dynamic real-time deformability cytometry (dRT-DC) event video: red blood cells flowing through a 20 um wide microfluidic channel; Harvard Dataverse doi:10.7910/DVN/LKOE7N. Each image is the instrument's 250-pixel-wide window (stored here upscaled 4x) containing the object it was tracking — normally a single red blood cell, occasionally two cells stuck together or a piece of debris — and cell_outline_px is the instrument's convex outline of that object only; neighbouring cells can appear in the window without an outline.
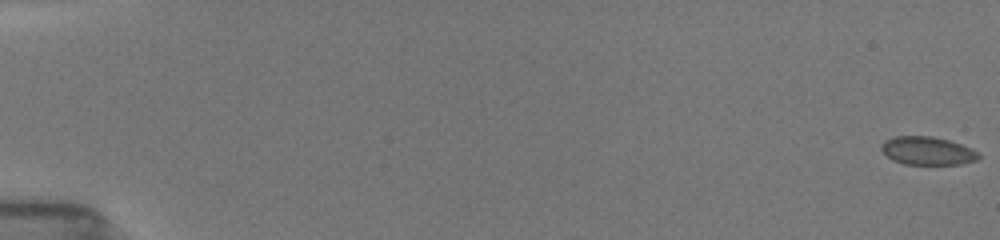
{"species": "common noctule bat (a hibernating species)", "species_latin": "Nyctalus noctula", "temperature_condition": "room temperature", "stored_images_in_passage": 54, "camera_frame_rate_fps": 3000, "um_per_image_px": 0.085, "animal": {"sex": "female", "body_mass_g": 19.5, "forearm_length_mm": 54.1}, "frame": {"image": 1, "passage_image": 1, "time_ms": 0.0, "image_size_px": [1000, 240], "cell_outline_px": [[980, 156], [976, 160], [960, 164], [904, 164], [892, 160], [880, 148], [888, 140], [896, 136], [932, 136], [948, 140], [960, 144], [976, 152]], "centroid_in_image_um": [78.82, 12.82], "position_along_channel_um": 6.2, "area_um2": 15.55}}
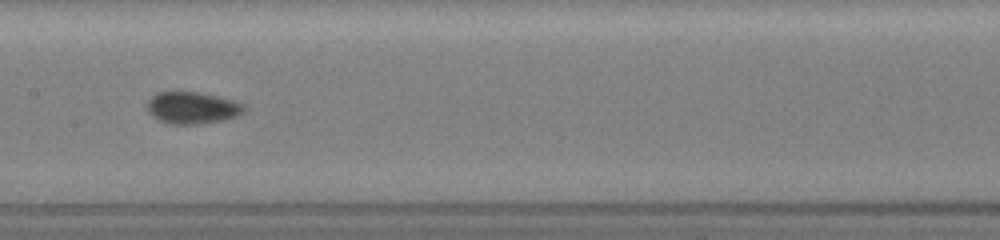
{"frame": {"image": 2, "passage_image": 29, "time_ms": 9.333, "image_size_px": [1000, 240], "cell_outline_px": [[244, 112], [236, 116], [224, 120], [200, 124], [168, 124], [156, 120], [148, 112], [148, 100], [156, 92], [196, 92], [216, 96], [232, 100], [244, 104]], "centroid_in_image_um": [16.31, 9.18], "position_along_channel_um": 191.1, "area_um2": 18.03}}
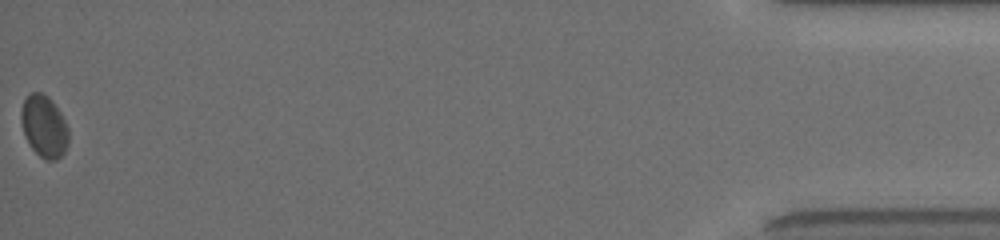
{"frame": {"image": 3, "passage_image": 54, "time_ms": 17.667, "image_size_px": [1000, 240], "cell_outline_px": [[68, 144], [64, 152], [56, 160], [44, 160], [32, 148], [24, 132], [20, 116], [20, 112], [24, 100], [32, 92], [40, 92], [48, 96], [52, 100], [60, 112], [68, 128]], "centroid_in_image_um": [3.76, 10.73], "position_along_channel_um": 431.4, "area_um2": 16.94}, "authors_computed_cell_mechanics": {"area_um2": 16.3574, "velocity_mm_per_s": 3.9363, "shape_relaxation_time_tau1_ms": 6.9316, "shape_relaxation_time_tau2_ms": null, "deformation_change_tau1": 0.0874, "deformation_change_tau2": null}}